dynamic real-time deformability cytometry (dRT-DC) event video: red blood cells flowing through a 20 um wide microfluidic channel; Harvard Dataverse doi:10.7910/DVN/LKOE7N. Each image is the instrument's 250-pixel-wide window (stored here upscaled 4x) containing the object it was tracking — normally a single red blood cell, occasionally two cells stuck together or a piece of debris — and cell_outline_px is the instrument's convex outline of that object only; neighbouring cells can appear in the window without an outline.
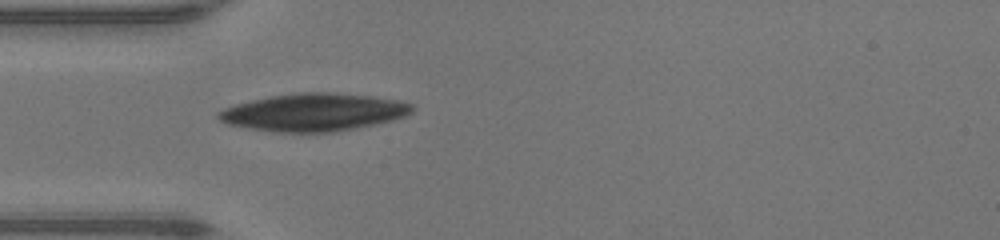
{"species": "human", "species_latin": "Homo sapiens", "temperature_condition": "warm", "stored_images_in_passage": 35, "camera_frame_rate_fps": 3000, "um_per_image_px": 0.085, "donor": {"sex": "male"}, "frame": {"image": 1, "passage_image": 1, "time_ms": 0.0, "image_size_px": [1000, 240], "cell_outline_px": [[416, 108], [408, 116], [392, 120], [332, 132], [276, 132], [228, 124], [220, 120], [216, 116], [216, 112], [224, 108], [236, 104], [268, 96], [300, 92], [336, 92], [372, 96], [400, 100], [412, 104]], "centroid_in_image_um": [26.69, 9.52], "position_along_channel_um": 58.3, "area_um2": 42.48}}
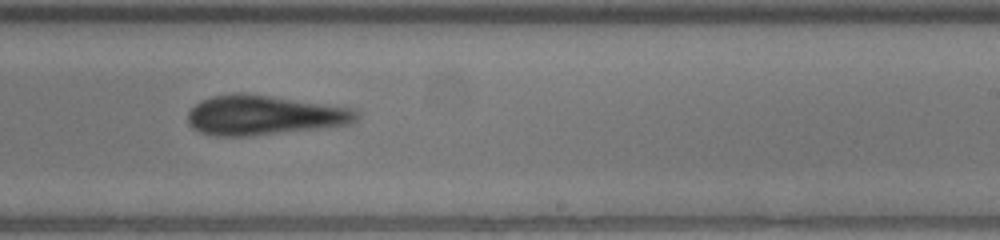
{"frame": {"image": 2, "passage_image": 16, "time_ms": 5.0, "image_size_px": [1000, 240], "cell_outline_px": [[360, 116], [352, 124], [320, 128], [244, 136], [216, 136], [200, 132], [192, 128], [188, 124], [188, 112], [200, 100], [212, 96], [236, 92], [240, 92], [352, 108], [360, 112]], "centroid_in_image_um": [22.42, 9.79], "position_along_channel_um": 266.6, "area_um2": 38.78}}
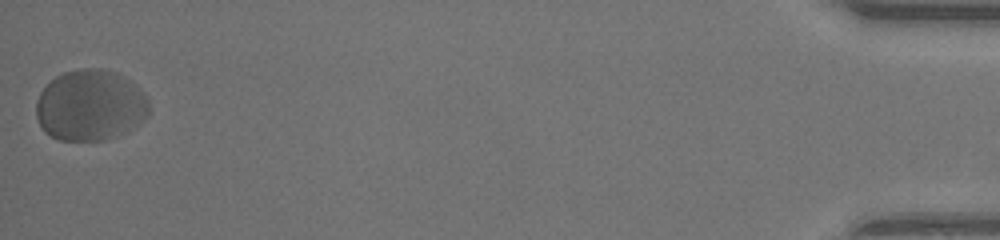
{"frame": {"image": 3, "passage_image": 35, "time_ms": 11.333, "image_size_px": [1000, 240], "cell_outline_px": [[148, 112], [144, 120], [140, 124], [104, 140], [60, 140], [44, 132], [36, 116], [36, 100], [40, 92], [56, 76], [64, 72], [84, 68], [104, 68], [116, 72], [124, 76], [140, 88], [148, 100]], "centroid_in_image_um": [7.67, 8.94], "position_along_channel_um": 427.5, "area_um2": 46.64}, "authors_computed_cell_mechanics": {"area_um2": 40.6334, "velocity_mm_per_s": 4.2036, "shape_relaxation_time_tau1_ms": 0.8528, "shape_relaxation_time_tau2_ms": 1.8684, "deformation_change_tau1": 0.0514, "deformation_change_tau2": 0.1113}}